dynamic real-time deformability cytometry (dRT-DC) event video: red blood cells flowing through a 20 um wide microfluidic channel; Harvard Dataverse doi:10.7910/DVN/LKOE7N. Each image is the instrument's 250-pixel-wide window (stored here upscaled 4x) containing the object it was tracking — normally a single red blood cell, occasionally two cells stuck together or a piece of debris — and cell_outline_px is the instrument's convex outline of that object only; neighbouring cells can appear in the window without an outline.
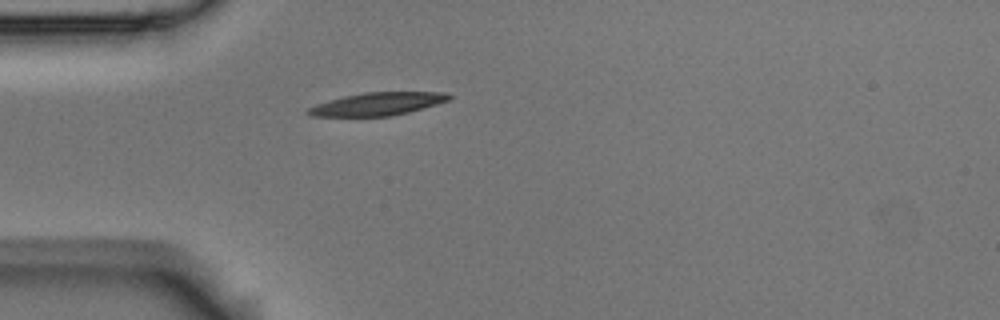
{"species": "Egyptian fruit bat (a non-hibernating species)", "species_latin": "Rousettus aegyptiacus", "temperature_condition": "room temperature", "stored_images_in_passage": 41, "camera_frame_rate_fps": 3000, "um_per_image_px": 0.085, "animal": {"sex": "male"}, "frame": {"image": 1, "passage_image": 1, "time_ms": 0.0, "image_size_px": [1000, 320], "cell_outline_px": [[452, 96], [448, 100], [436, 104], [408, 112], [392, 116], [312, 116], [304, 112], [308, 108], [316, 104], [344, 96], [364, 92], [448, 92]], "centroid_in_image_um": [32.08, 8.83], "position_along_channel_um": 52.9, "area_um2": 18.67}}
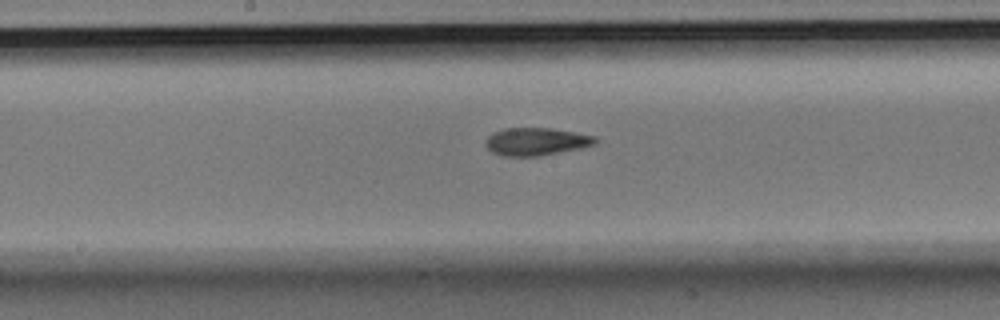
{"frame": {"image": 2, "passage_image": 14, "time_ms": 4.333, "image_size_px": [1000, 320], "cell_outline_px": [[600, 140], [596, 144], [580, 148], [540, 156], [500, 156], [492, 152], [484, 144], [484, 140], [492, 132], [504, 128], [552, 128], [596, 136]], "centroid_in_image_um": [45.56, 12.03], "position_along_channel_um": 202.6, "area_um2": 17.98}}
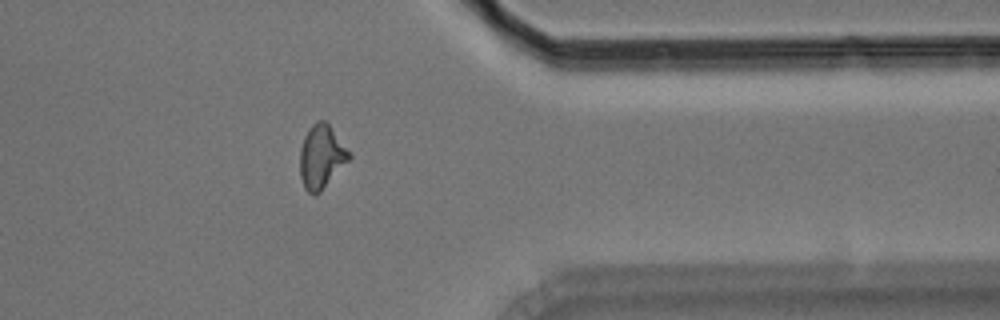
{"frame": {"image": 3, "passage_image": 30, "time_ms": 9.667, "image_size_px": [1000, 320], "cell_outline_px": [[352, 156], [320, 192], [316, 196], [312, 196], [304, 188], [300, 176], [300, 148], [304, 136], [308, 128], [316, 120], [324, 120], [328, 124], [352, 152]], "centroid_in_image_um": [27.31, 13.32], "position_along_channel_um": 384.1, "area_um2": 18.38}, "authors_computed_cell_mechanics": {"area_um2": 17.7446, "velocity_mm_per_s": 3.6293, "shape_relaxation_time_tau1_ms": 5.2773, "shape_relaxation_time_tau2_ms": 4.1133, "deformation_change_tau1": 0.2223, "deformation_change_tau2": 0.1074}}